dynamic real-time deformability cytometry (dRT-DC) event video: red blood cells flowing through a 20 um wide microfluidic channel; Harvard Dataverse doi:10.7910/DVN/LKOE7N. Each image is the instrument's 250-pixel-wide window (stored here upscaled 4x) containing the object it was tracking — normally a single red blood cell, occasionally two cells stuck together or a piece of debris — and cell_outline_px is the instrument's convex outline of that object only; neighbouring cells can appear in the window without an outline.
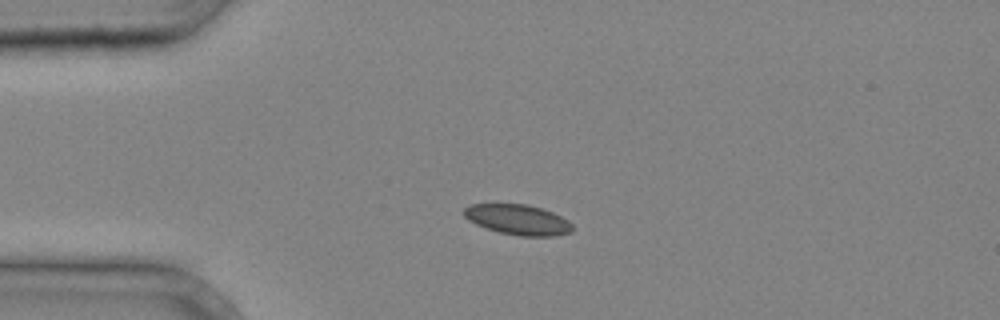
{"species": "common noctule bat (a hibernating species)", "species_latin": "Nyctalus noctula", "temperature_condition": "cold", "stored_images_in_passage": 2, "camera_frame_rate_fps": 3000, "um_per_image_px": 0.085, "animal": {"sex": "male", "body_mass_g": 20.4}, "frame": {"image": 1, "passage_image": 2, "time_ms": 0.333, "image_size_px": [1000, 320], "cell_outline_px": [[572, 232], [556, 236], [520, 236], [500, 232], [476, 224], [468, 220], [464, 216], [464, 208], [472, 204], [528, 204], [552, 212], [568, 220], [572, 224]], "centroid_in_image_um": [44.04, 18.67], "position_along_channel_um": 41.0, "area_um2": 19.02}}